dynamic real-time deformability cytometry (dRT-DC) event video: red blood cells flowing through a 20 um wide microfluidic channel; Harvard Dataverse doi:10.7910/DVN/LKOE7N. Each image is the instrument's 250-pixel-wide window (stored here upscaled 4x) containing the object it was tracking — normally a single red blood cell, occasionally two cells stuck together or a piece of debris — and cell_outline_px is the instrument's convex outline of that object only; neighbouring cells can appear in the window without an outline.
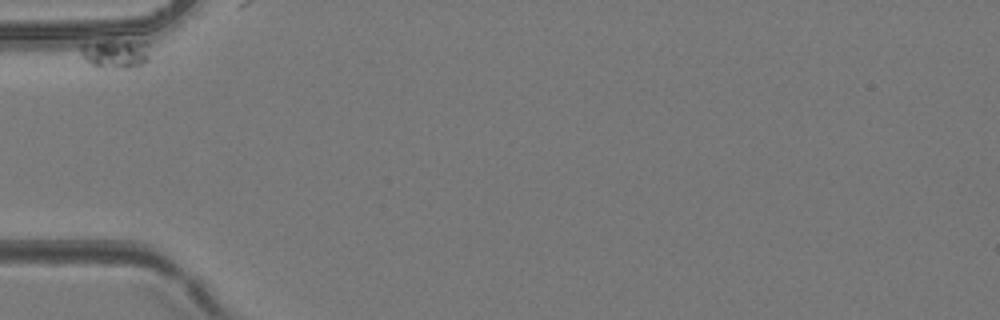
{"species": "common noctule bat (a hibernating species)", "species_latin": "Nyctalus noctula", "temperature_condition": "room temperature", "stored_images_in_passage": 5, "camera_frame_rate_fps": 3000, "um_per_image_px": 0.085, "animal": {"sex": "female", "body_mass_g": 24.6, "forearm_length_mm": 56.2}, "frame": {"image": 1, "passage_image": 1, "time_ms": 0.0, "image_size_px": [1000, 320], "cell_outline_px": [[148, 60], [144, 64], [136, 68], [96, 68], [84, 60], [80, 52], [80, 44], [104, 40], [144, 40], [148, 44]], "centroid_in_image_um": [9.82, 4.56], "position_along_channel_um": 75.2, "area_um2": 12.37}}